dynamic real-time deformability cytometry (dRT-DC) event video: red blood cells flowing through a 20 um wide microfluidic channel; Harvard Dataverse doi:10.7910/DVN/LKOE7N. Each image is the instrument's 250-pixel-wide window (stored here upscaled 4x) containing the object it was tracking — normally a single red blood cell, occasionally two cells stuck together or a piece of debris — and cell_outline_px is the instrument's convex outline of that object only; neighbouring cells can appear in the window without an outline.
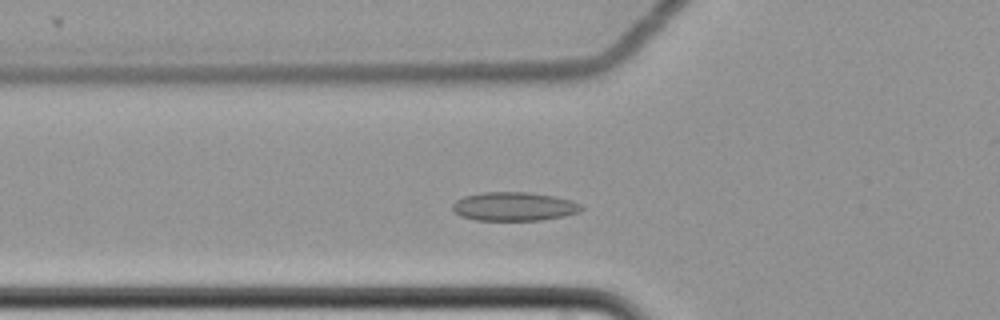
{"species": "common noctule bat (a hibernating species)", "species_latin": "Nyctalus noctula", "temperature_condition": "cold", "stored_images_in_passage": 53, "camera_frame_rate_fps": 3000, "um_per_image_px": 0.085, "animal": {"sex": "female", "body_mass_g": 22.7, "forearm_length_mm": 54.2}, "frame": {"image": 1, "passage_image": 15, "time_ms": 4.667, "image_size_px": [1000, 320], "cell_outline_px": [[584, 208], [580, 212], [564, 216], [540, 220], [476, 220], [460, 216], [452, 208], [452, 204], [456, 200], [464, 196], [484, 192], [528, 192], [552, 196], [572, 200], [580, 204]], "centroid_in_image_um": [43.7, 17.55], "position_along_channel_um": 82.1, "area_um2": 21.56}}
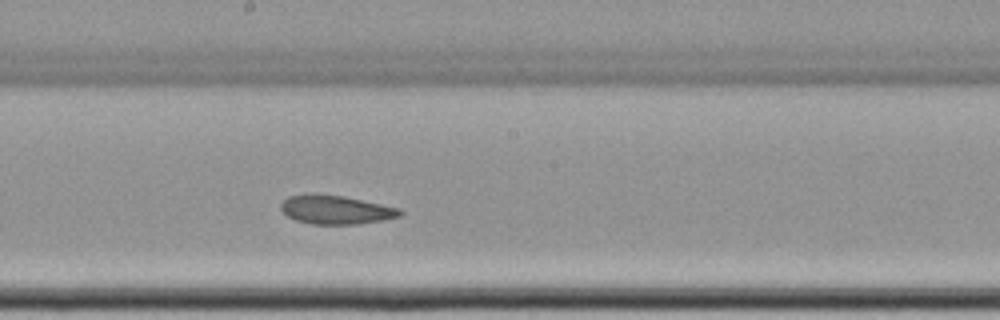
{"frame": {"image": 2, "passage_image": 27, "time_ms": 8.667, "image_size_px": [1000, 320], "cell_outline_px": [[404, 212], [400, 216], [380, 220], [356, 224], [312, 224], [296, 220], [288, 216], [280, 208], [280, 204], [288, 196], [304, 192], [312, 192], [344, 196], [400, 208]], "centroid_in_image_um": [28.5, 17.79], "position_along_channel_um": 219.7, "area_um2": 20.17}}
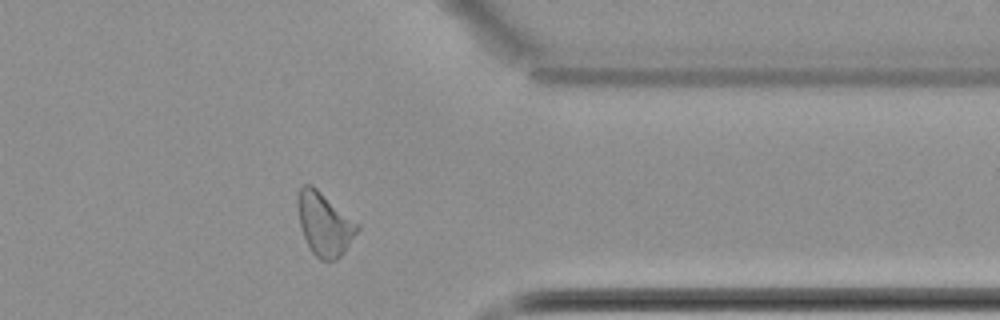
{"frame": {"image": 3, "passage_image": 42, "time_ms": 13.667, "image_size_px": [1000, 320], "cell_outline_px": [[360, 228], [344, 252], [336, 260], [320, 260], [312, 252], [304, 236], [300, 224], [300, 188], [304, 184], [312, 184], [360, 224]], "centroid_in_image_um": [27.64, 19.06], "position_along_channel_um": 383.8, "area_um2": 21.39}, "authors_computed_cell_mechanics": {"area_um2": 21.3282, "velocity_mm_per_s": 3.4545, "shape_relaxation_time_tau1_ms": null, "shape_relaxation_time_tau2_ms": 5.7648, "deformation_change_tau1": null, "deformation_change_tau2": 0.1008}}